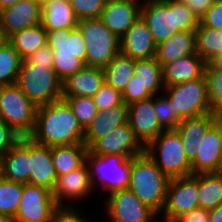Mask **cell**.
Wrapping results in <instances>:
<instances>
[{
    "instance_id": "obj_47",
    "label": "cell",
    "mask_w": 222,
    "mask_h": 222,
    "mask_svg": "<svg viewBox=\"0 0 222 222\" xmlns=\"http://www.w3.org/2000/svg\"><path fill=\"white\" fill-rule=\"evenodd\" d=\"M173 222H209V210L197 207L178 216Z\"/></svg>"
},
{
    "instance_id": "obj_36",
    "label": "cell",
    "mask_w": 222,
    "mask_h": 222,
    "mask_svg": "<svg viewBox=\"0 0 222 222\" xmlns=\"http://www.w3.org/2000/svg\"><path fill=\"white\" fill-rule=\"evenodd\" d=\"M22 196V183L9 181L0 176V213L14 218Z\"/></svg>"
},
{
    "instance_id": "obj_49",
    "label": "cell",
    "mask_w": 222,
    "mask_h": 222,
    "mask_svg": "<svg viewBox=\"0 0 222 222\" xmlns=\"http://www.w3.org/2000/svg\"><path fill=\"white\" fill-rule=\"evenodd\" d=\"M209 222H222V203L209 210Z\"/></svg>"
},
{
    "instance_id": "obj_39",
    "label": "cell",
    "mask_w": 222,
    "mask_h": 222,
    "mask_svg": "<svg viewBox=\"0 0 222 222\" xmlns=\"http://www.w3.org/2000/svg\"><path fill=\"white\" fill-rule=\"evenodd\" d=\"M162 94L154 96V109L158 122L164 130H175L180 120L176 110L172 107L171 100L164 93Z\"/></svg>"
},
{
    "instance_id": "obj_41",
    "label": "cell",
    "mask_w": 222,
    "mask_h": 222,
    "mask_svg": "<svg viewBox=\"0 0 222 222\" xmlns=\"http://www.w3.org/2000/svg\"><path fill=\"white\" fill-rule=\"evenodd\" d=\"M92 98L98 111L112 108L123 103L122 94L106 82L101 85L98 92Z\"/></svg>"
},
{
    "instance_id": "obj_44",
    "label": "cell",
    "mask_w": 222,
    "mask_h": 222,
    "mask_svg": "<svg viewBox=\"0 0 222 222\" xmlns=\"http://www.w3.org/2000/svg\"><path fill=\"white\" fill-rule=\"evenodd\" d=\"M21 137L19 133L0 118V158L5 155Z\"/></svg>"
},
{
    "instance_id": "obj_21",
    "label": "cell",
    "mask_w": 222,
    "mask_h": 222,
    "mask_svg": "<svg viewBox=\"0 0 222 222\" xmlns=\"http://www.w3.org/2000/svg\"><path fill=\"white\" fill-rule=\"evenodd\" d=\"M156 46L148 26L141 16L120 39V53L134 60L155 57Z\"/></svg>"
},
{
    "instance_id": "obj_17",
    "label": "cell",
    "mask_w": 222,
    "mask_h": 222,
    "mask_svg": "<svg viewBox=\"0 0 222 222\" xmlns=\"http://www.w3.org/2000/svg\"><path fill=\"white\" fill-rule=\"evenodd\" d=\"M93 191L95 190L92 188L88 168L84 162L71 172L60 175L52 193L58 206H75L74 201L87 199ZM64 199L65 201L70 199L71 204L66 203Z\"/></svg>"
},
{
    "instance_id": "obj_30",
    "label": "cell",
    "mask_w": 222,
    "mask_h": 222,
    "mask_svg": "<svg viewBox=\"0 0 222 222\" xmlns=\"http://www.w3.org/2000/svg\"><path fill=\"white\" fill-rule=\"evenodd\" d=\"M87 151L88 148L84 143L52 147L53 165L57 176L80 167L85 162Z\"/></svg>"
},
{
    "instance_id": "obj_19",
    "label": "cell",
    "mask_w": 222,
    "mask_h": 222,
    "mask_svg": "<svg viewBox=\"0 0 222 222\" xmlns=\"http://www.w3.org/2000/svg\"><path fill=\"white\" fill-rule=\"evenodd\" d=\"M142 0L106 1L100 19L119 39L140 17Z\"/></svg>"
},
{
    "instance_id": "obj_20",
    "label": "cell",
    "mask_w": 222,
    "mask_h": 222,
    "mask_svg": "<svg viewBox=\"0 0 222 222\" xmlns=\"http://www.w3.org/2000/svg\"><path fill=\"white\" fill-rule=\"evenodd\" d=\"M29 184L47 188L51 192L58 176L52 159V147L34 142L29 137Z\"/></svg>"
},
{
    "instance_id": "obj_15",
    "label": "cell",
    "mask_w": 222,
    "mask_h": 222,
    "mask_svg": "<svg viewBox=\"0 0 222 222\" xmlns=\"http://www.w3.org/2000/svg\"><path fill=\"white\" fill-rule=\"evenodd\" d=\"M127 122L144 148L164 131L154 109V96L128 105Z\"/></svg>"
},
{
    "instance_id": "obj_32",
    "label": "cell",
    "mask_w": 222,
    "mask_h": 222,
    "mask_svg": "<svg viewBox=\"0 0 222 222\" xmlns=\"http://www.w3.org/2000/svg\"><path fill=\"white\" fill-rule=\"evenodd\" d=\"M134 64V59L119 53L103 68L105 82L122 94L134 75Z\"/></svg>"
},
{
    "instance_id": "obj_52",
    "label": "cell",
    "mask_w": 222,
    "mask_h": 222,
    "mask_svg": "<svg viewBox=\"0 0 222 222\" xmlns=\"http://www.w3.org/2000/svg\"><path fill=\"white\" fill-rule=\"evenodd\" d=\"M0 222H12V219L9 216L0 213Z\"/></svg>"
},
{
    "instance_id": "obj_7",
    "label": "cell",
    "mask_w": 222,
    "mask_h": 222,
    "mask_svg": "<svg viewBox=\"0 0 222 222\" xmlns=\"http://www.w3.org/2000/svg\"><path fill=\"white\" fill-rule=\"evenodd\" d=\"M145 152L169 179L192 175L191 163L176 130H164Z\"/></svg>"
},
{
    "instance_id": "obj_14",
    "label": "cell",
    "mask_w": 222,
    "mask_h": 222,
    "mask_svg": "<svg viewBox=\"0 0 222 222\" xmlns=\"http://www.w3.org/2000/svg\"><path fill=\"white\" fill-rule=\"evenodd\" d=\"M88 151L96 155L118 154L133 158L145 152L128 122L115 127L104 137L97 139Z\"/></svg>"
},
{
    "instance_id": "obj_33",
    "label": "cell",
    "mask_w": 222,
    "mask_h": 222,
    "mask_svg": "<svg viewBox=\"0 0 222 222\" xmlns=\"http://www.w3.org/2000/svg\"><path fill=\"white\" fill-rule=\"evenodd\" d=\"M134 74L140 79L153 96L164 90L162 66L155 57L135 60ZM160 90V91H159Z\"/></svg>"
},
{
    "instance_id": "obj_38",
    "label": "cell",
    "mask_w": 222,
    "mask_h": 222,
    "mask_svg": "<svg viewBox=\"0 0 222 222\" xmlns=\"http://www.w3.org/2000/svg\"><path fill=\"white\" fill-rule=\"evenodd\" d=\"M205 76L211 111L216 116H222V71L214 70L206 64Z\"/></svg>"
},
{
    "instance_id": "obj_27",
    "label": "cell",
    "mask_w": 222,
    "mask_h": 222,
    "mask_svg": "<svg viewBox=\"0 0 222 222\" xmlns=\"http://www.w3.org/2000/svg\"><path fill=\"white\" fill-rule=\"evenodd\" d=\"M194 53H197L195 32L179 31L156 46L155 58L163 67L171 61Z\"/></svg>"
},
{
    "instance_id": "obj_25",
    "label": "cell",
    "mask_w": 222,
    "mask_h": 222,
    "mask_svg": "<svg viewBox=\"0 0 222 222\" xmlns=\"http://www.w3.org/2000/svg\"><path fill=\"white\" fill-rule=\"evenodd\" d=\"M215 120L216 115L207 113L198 117L182 119L176 127L175 130L182 139L184 152L190 163L195 159L198 150V142L215 123Z\"/></svg>"
},
{
    "instance_id": "obj_2",
    "label": "cell",
    "mask_w": 222,
    "mask_h": 222,
    "mask_svg": "<svg viewBox=\"0 0 222 222\" xmlns=\"http://www.w3.org/2000/svg\"><path fill=\"white\" fill-rule=\"evenodd\" d=\"M143 1L140 16L146 22L156 45L179 31L195 32L200 23L190 8L180 1Z\"/></svg>"
},
{
    "instance_id": "obj_11",
    "label": "cell",
    "mask_w": 222,
    "mask_h": 222,
    "mask_svg": "<svg viewBox=\"0 0 222 222\" xmlns=\"http://www.w3.org/2000/svg\"><path fill=\"white\" fill-rule=\"evenodd\" d=\"M107 196L104 208L109 222H154L158 216H162L142 203L128 189L117 190Z\"/></svg>"
},
{
    "instance_id": "obj_34",
    "label": "cell",
    "mask_w": 222,
    "mask_h": 222,
    "mask_svg": "<svg viewBox=\"0 0 222 222\" xmlns=\"http://www.w3.org/2000/svg\"><path fill=\"white\" fill-rule=\"evenodd\" d=\"M196 52L207 63L222 53V31L199 23L195 30Z\"/></svg>"
},
{
    "instance_id": "obj_1",
    "label": "cell",
    "mask_w": 222,
    "mask_h": 222,
    "mask_svg": "<svg viewBox=\"0 0 222 222\" xmlns=\"http://www.w3.org/2000/svg\"><path fill=\"white\" fill-rule=\"evenodd\" d=\"M29 137L50 147L71 145L84 143V129L68 103L61 99L37 108L35 127Z\"/></svg>"
},
{
    "instance_id": "obj_54",
    "label": "cell",
    "mask_w": 222,
    "mask_h": 222,
    "mask_svg": "<svg viewBox=\"0 0 222 222\" xmlns=\"http://www.w3.org/2000/svg\"><path fill=\"white\" fill-rule=\"evenodd\" d=\"M5 40H7L4 35L3 32L0 30V46L5 42Z\"/></svg>"
},
{
    "instance_id": "obj_46",
    "label": "cell",
    "mask_w": 222,
    "mask_h": 222,
    "mask_svg": "<svg viewBox=\"0 0 222 222\" xmlns=\"http://www.w3.org/2000/svg\"><path fill=\"white\" fill-rule=\"evenodd\" d=\"M53 57V50L48 45H45L33 55H30L28 58H26V60L30 64H34L36 66L46 65V68H52Z\"/></svg>"
},
{
    "instance_id": "obj_3",
    "label": "cell",
    "mask_w": 222,
    "mask_h": 222,
    "mask_svg": "<svg viewBox=\"0 0 222 222\" xmlns=\"http://www.w3.org/2000/svg\"><path fill=\"white\" fill-rule=\"evenodd\" d=\"M169 178L146 152L131 158L128 190L158 215L162 212Z\"/></svg>"
},
{
    "instance_id": "obj_12",
    "label": "cell",
    "mask_w": 222,
    "mask_h": 222,
    "mask_svg": "<svg viewBox=\"0 0 222 222\" xmlns=\"http://www.w3.org/2000/svg\"><path fill=\"white\" fill-rule=\"evenodd\" d=\"M198 174L169 179L162 221L173 222L198 207ZM164 217V218H163Z\"/></svg>"
},
{
    "instance_id": "obj_50",
    "label": "cell",
    "mask_w": 222,
    "mask_h": 222,
    "mask_svg": "<svg viewBox=\"0 0 222 222\" xmlns=\"http://www.w3.org/2000/svg\"><path fill=\"white\" fill-rule=\"evenodd\" d=\"M207 64L214 70L222 71V53L214 56Z\"/></svg>"
},
{
    "instance_id": "obj_26",
    "label": "cell",
    "mask_w": 222,
    "mask_h": 222,
    "mask_svg": "<svg viewBox=\"0 0 222 222\" xmlns=\"http://www.w3.org/2000/svg\"><path fill=\"white\" fill-rule=\"evenodd\" d=\"M128 106L121 105L98 111L93 121L84 130V144L89 148L97 139L127 122Z\"/></svg>"
},
{
    "instance_id": "obj_37",
    "label": "cell",
    "mask_w": 222,
    "mask_h": 222,
    "mask_svg": "<svg viewBox=\"0 0 222 222\" xmlns=\"http://www.w3.org/2000/svg\"><path fill=\"white\" fill-rule=\"evenodd\" d=\"M62 99L71 107L75 117L84 130L98 113L92 97L73 96L62 97Z\"/></svg>"
},
{
    "instance_id": "obj_18",
    "label": "cell",
    "mask_w": 222,
    "mask_h": 222,
    "mask_svg": "<svg viewBox=\"0 0 222 222\" xmlns=\"http://www.w3.org/2000/svg\"><path fill=\"white\" fill-rule=\"evenodd\" d=\"M222 160V146L219 131V116L198 142V150L191 163L192 175L218 173Z\"/></svg>"
},
{
    "instance_id": "obj_51",
    "label": "cell",
    "mask_w": 222,
    "mask_h": 222,
    "mask_svg": "<svg viewBox=\"0 0 222 222\" xmlns=\"http://www.w3.org/2000/svg\"><path fill=\"white\" fill-rule=\"evenodd\" d=\"M20 0H0V10L16 4Z\"/></svg>"
},
{
    "instance_id": "obj_8",
    "label": "cell",
    "mask_w": 222,
    "mask_h": 222,
    "mask_svg": "<svg viewBox=\"0 0 222 222\" xmlns=\"http://www.w3.org/2000/svg\"><path fill=\"white\" fill-rule=\"evenodd\" d=\"M77 27L87 45L86 66L104 68L120 53V39L100 18L80 20Z\"/></svg>"
},
{
    "instance_id": "obj_13",
    "label": "cell",
    "mask_w": 222,
    "mask_h": 222,
    "mask_svg": "<svg viewBox=\"0 0 222 222\" xmlns=\"http://www.w3.org/2000/svg\"><path fill=\"white\" fill-rule=\"evenodd\" d=\"M57 207L50 190L25 183L22 184L19 208L12 222H50L53 211Z\"/></svg>"
},
{
    "instance_id": "obj_29",
    "label": "cell",
    "mask_w": 222,
    "mask_h": 222,
    "mask_svg": "<svg viewBox=\"0 0 222 222\" xmlns=\"http://www.w3.org/2000/svg\"><path fill=\"white\" fill-rule=\"evenodd\" d=\"M7 41L25 60L41 47L47 45L46 30L40 23L13 33L7 38Z\"/></svg>"
},
{
    "instance_id": "obj_24",
    "label": "cell",
    "mask_w": 222,
    "mask_h": 222,
    "mask_svg": "<svg viewBox=\"0 0 222 222\" xmlns=\"http://www.w3.org/2000/svg\"><path fill=\"white\" fill-rule=\"evenodd\" d=\"M206 64L197 53L171 61L162 67L163 84L172 86L201 78L205 74Z\"/></svg>"
},
{
    "instance_id": "obj_53",
    "label": "cell",
    "mask_w": 222,
    "mask_h": 222,
    "mask_svg": "<svg viewBox=\"0 0 222 222\" xmlns=\"http://www.w3.org/2000/svg\"><path fill=\"white\" fill-rule=\"evenodd\" d=\"M219 131H220L221 146H222V116H219Z\"/></svg>"
},
{
    "instance_id": "obj_4",
    "label": "cell",
    "mask_w": 222,
    "mask_h": 222,
    "mask_svg": "<svg viewBox=\"0 0 222 222\" xmlns=\"http://www.w3.org/2000/svg\"><path fill=\"white\" fill-rule=\"evenodd\" d=\"M46 38L53 50L52 68L62 81L86 66L87 45L78 27L46 31Z\"/></svg>"
},
{
    "instance_id": "obj_40",
    "label": "cell",
    "mask_w": 222,
    "mask_h": 222,
    "mask_svg": "<svg viewBox=\"0 0 222 222\" xmlns=\"http://www.w3.org/2000/svg\"><path fill=\"white\" fill-rule=\"evenodd\" d=\"M78 21L100 18L106 0H69Z\"/></svg>"
},
{
    "instance_id": "obj_55",
    "label": "cell",
    "mask_w": 222,
    "mask_h": 222,
    "mask_svg": "<svg viewBox=\"0 0 222 222\" xmlns=\"http://www.w3.org/2000/svg\"><path fill=\"white\" fill-rule=\"evenodd\" d=\"M219 173H221V174H222V160H221V164H220Z\"/></svg>"
},
{
    "instance_id": "obj_16",
    "label": "cell",
    "mask_w": 222,
    "mask_h": 222,
    "mask_svg": "<svg viewBox=\"0 0 222 222\" xmlns=\"http://www.w3.org/2000/svg\"><path fill=\"white\" fill-rule=\"evenodd\" d=\"M40 0H20L0 10V30L7 39L13 33L41 23Z\"/></svg>"
},
{
    "instance_id": "obj_22",
    "label": "cell",
    "mask_w": 222,
    "mask_h": 222,
    "mask_svg": "<svg viewBox=\"0 0 222 222\" xmlns=\"http://www.w3.org/2000/svg\"><path fill=\"white\" fill-rule=\"evenodd\" d=\"M29 136L20 140L0 158V176L6 180L29 183Z\"/></svg>"
},
{
    "instance_id": "obj_43",
    "label": "cell",
    "mask_w": 222,
    "mask_h": 222,
    "mask_svg": "<svg viewBox=\"0 0 222 222\" xmlns=\"http://www.w3.org/2000/svg\"><path fill=\"white\" fill-rule=\"evenodd\" d=\"M74 206H58L52 214L50 222H90L87 215L82 214Z\"/></svg>"
},
{
    "instance_id": "obj_31",
    "label": "cell",
    "mask_w": 222,
    "mask_h": 222,
    "mask_svg": "<svg viewBox=\"0 0 222 222\" xmlns=\"http://www.w3.org/2000/svg\"><path fill=\"white\" fill-rule=\"evenodd\" d=\"M198 207L211 210L222 203V174H198Z\"/></svg>"
},
{
    "instance_id": "obj_5",
    "label": "cell",
    "mask_w": 222,
    "mask_h": 222,
    "mask_svg": "<svg viewBox=\"0 0 222 222\" xmlns=\"http://www.w3.org/2000/svg\"><path fill=\"white\" fill-rule=\"evenodd\" d=\"M16 84L37 107L62 99V80L46 65L23 60Z\"/></svg>"
},
{
    "instance_id": "obj_6",
    "label": "cell",
    "mask_w": 222,
    "mask_h": 222,
    "mask_svg": "<svg viewBox=\"0 0 222 222\" xmlns=\"http://www.w3.org/2000/svg\"><path fill=\"white\" fill-rule=\"evenodd\" d=\"M85 163L93 190L100 185L101 190L110 194L128 188L131 158L118 154L96 155L87 151Z\"/></svg>"
},
{
    "instance_id": "obj_45",
    "label": "cell",
    "mask_w": 222,
    "mask_h": 222,
    "mask_svg": "<svg viewBox=\"0 0 222 222\" xmlns=\"http://www.w3.org/2000/svg\"><path fill=\"white\" fill-rule=\"evenodd\" d=\"M200 23L222 31V1L216 0L201 18Z\"/></svg>"
},
{
    "instance_id": "obj_10",
    "label": "cell",
    "mask_w": 222,
    "mask_h": 222,
    "mask_svg": "<svg viewBox=\"0 0 222 222\" xmlns=\"http://www.w3.org/2000/svg\"><path fill=\"white\" fill-rule=\"evenodd\" d=\"M164 87L163 93L171 100L180 121L212 113L205 74L195 80Z\"/></svg>"
},
{
    "instance_id": "obj_42",
    "label": "cell",
    "mask_w": 222,
    "mask_h": 222,
    "mask_svg": "<svg viewBox=\"0 0 222 222\" xmlns=\"http://www.w3.org/2000/svg\"><path fill=\"white\" fill-rule=\"evenodd\" d=\"M152 96L153 95L145 89L144 83L138 79L135 74L132 76L122 93L123 103L127 106Z\"/></svg>"
},
{
    "instance_id": "obj_48",
    "label": "cell",
    "mask_w": 222,
    "mask_h": 222,
    "mask_svg": "<svg viewBox=\"0 0 222 222\" xmlns=\"http://www.w3.org/2000/svg\"><path fill=\"white\" fill-rule=\"evenodd\" d=\"M186 4L190 10L195 14V16L201 20V18L206 14V11L211 7V5L216 0H177Z\"/></svg>"
},
{
    "instance_id": "obj_23",
    "label": "cell",
    "mask_w": 222,
    "mask_h": 222,
    "mask_svg": "<svg viewBox=\"0 0 222 222\" xmlns=\"http://www.w3.org/2000/svg\"><path fill=\"white\" fill-rule=\"evenodd\" d=\"M104 82L103 68L85 66L62 81V97H93Z\"/></svg>"
},
{
    "instance_id": "obj_35",
    "label": "cell",
    "mask_w": 222,
    "mask_h": 222,
    "mask_svg": "<svg viewBox=\"0 0 222 222\" xmlns=\"http://www.w3.org/2000/svg\"><path fill=\"white\" fill-rule=\"evenodd\" d=\"M23 59L7 41L0 46V86L16 84Z\"/></svg>"
},
{
    "instance_id": "obj_9",
    "label": "cell",
    "mask_w": 222,
    "mask_h": 222,
    "mask_svg": "<svg viewBox=\"0 0 222 222\" xmlns=\"http://www.w3.org/2000/svg\"><path fill=\"white\" fill-rule=\"evenodd\" d=\"M37 108L17 84L0 86V118L22 137L33 132Z\"/></svg>"
},
{
    "instance_id": "obj_28",
    "label": "cell",
    "mask_w": 222,
    "mask_h": 222,
    "mask_svg": "<svg viewBox=\"0 0 222 222\" xmlns=\"http://www.w3.org/2000/svg\"><path fill=\"white\" fill-rule=\"evenodd\" d=\"M41 5V24L46 31L77 27L78 20L69 0H46Z\"/></svg>"
}]
</instances>
